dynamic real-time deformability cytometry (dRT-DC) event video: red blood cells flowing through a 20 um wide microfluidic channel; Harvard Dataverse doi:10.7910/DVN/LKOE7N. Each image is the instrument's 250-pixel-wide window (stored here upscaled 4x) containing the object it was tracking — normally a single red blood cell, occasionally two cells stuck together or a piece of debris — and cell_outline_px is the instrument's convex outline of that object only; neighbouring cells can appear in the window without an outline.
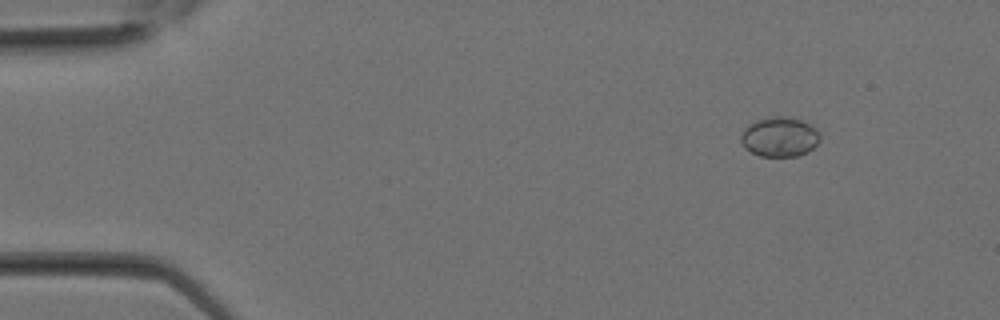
{"species": "Egyptian fruit bat (a non-hibernating species)", "species_latin": "Rousettus aegyptiacus", "temperature_condition": "room temperature", "stored_images_in_passage": 26, "camera_frame_rate_fps": 3000, "um_per_image_px": 0.085, "animal": {"sex": "female"}, "frame": {"image": 1, "passage_image": 1, "time_ms": 0.0, "image_size_px": [1000, 320], "cell_outline_px": [[820, 140], [808, 152], [796, 156], [760, 156], [744, 148], [740, 140], [740, 136], [744, 128], [748, 124], [756, 120], [776, 116], [784, 116], [804, 120], [816, 128], [820, 136]], "centroid_in_image_um": [66.26, 11.63], "position_along_channel_um": 18.7, "area_um2": 18.44}}
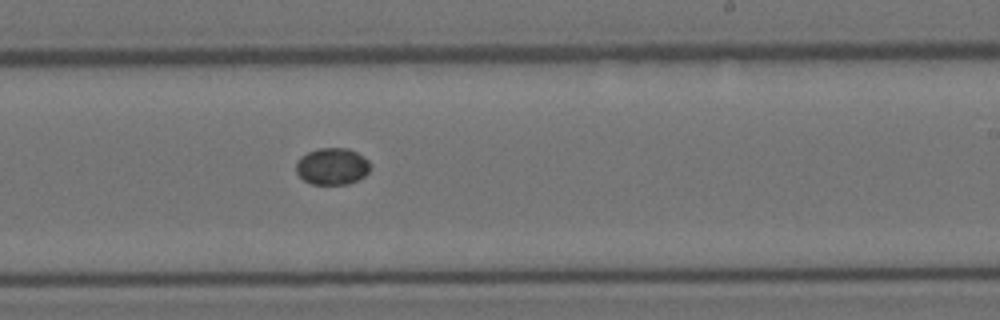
{"frame": {"image": 2, "passage_image": 15, "time_ms": 4.667, "image_size_px": [1000, 320], "cell_outline_px": [[372, 168], [364, 176], [348, 184], [312, 184], [304, 180], [296, 172], [296, 160], [300, 156], [308, 152], [320, 148], [348, 148], [364, 156], [372, 164]], "centroid_in_image_um": [28.25, 14.13], "position_along_channel_um": 260.8, "area_um2": 16.07}}
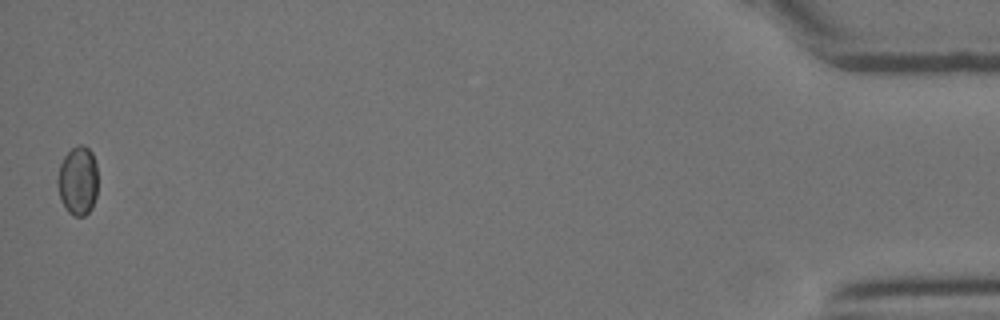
{"frame": {"image": 3, "passage_image": 26, "time_ms": 8.333, "image_size_px": [1000, 320], "cell_outline_px": [[96, 196], [92, 208], [84, 216], [72, 216], [64, 208], [60, 200], [56, 180], [60, 164], [64, 156], [72, 148], [80, 144], [84, 144], [92, 152], [96, 164]], "centroid_in_image_um": [6.59, 15.37], "position_along_channel_um": 428.6, "area_um2": 16.36}}